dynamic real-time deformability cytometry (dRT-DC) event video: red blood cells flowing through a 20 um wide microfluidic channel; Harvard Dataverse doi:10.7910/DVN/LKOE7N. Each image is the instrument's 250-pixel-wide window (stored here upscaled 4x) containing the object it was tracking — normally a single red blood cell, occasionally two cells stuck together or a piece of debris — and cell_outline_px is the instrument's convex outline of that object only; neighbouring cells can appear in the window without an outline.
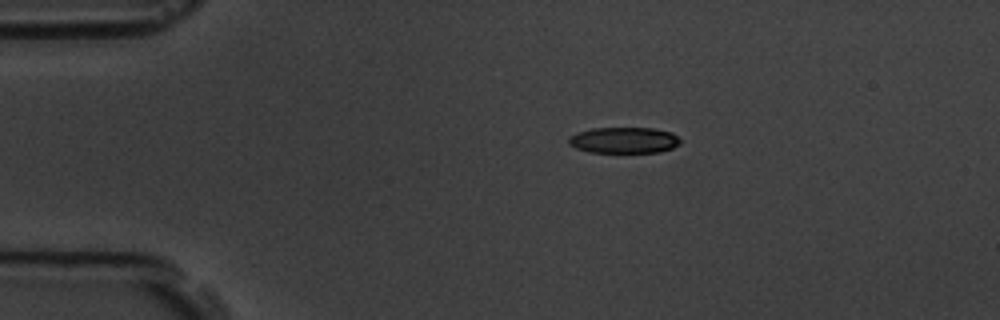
{"species": "common noctule bat (a hibernating species)", "species_latin": "Nyctalus noctula", "temperature_condition": "room temperature", "stored_images_in_passage": 47, "camera_frame_rate_fps": 3000, "um_per_image_px": 0.085, "animal": {"sex": "male", "body_mass_g": 19.5, "forearm_length_mm": 54.6}, "frame": {"image": 1, "passage_image": 1, "time_ms": 0.0, "image_size_px": [1000, 320], "cell_outline_px": [[680, 144], [672, 148], [660, 152], [588, 152], [576, 148], [568, 144], [568, 136], [576, 132], [592, 128], [652, 128], [672, 132], [680, 140]], "centroid_in_image_um": [53.0, 11.91], "position_along_channel_um": 32.0, "area_um2": 17.05}}
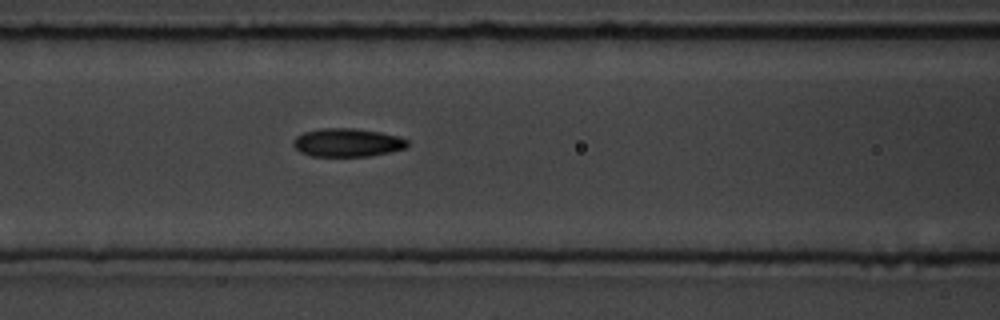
{"frame": {"image": 2, "passage_image": 14, "time_ms": 4.333, "image_size_px": [1000, 320], "cell_outline_px": [[408, 148], [392, 152], [368, 156], [312, 156], [300, 152], [292, 144], [292, 140], [296, 136], [304, 132], [324, 128], [356, 128], [380, 132], [396, 136], [408, 140]], "centroid_in_image_um": [29.53, 12.12], "position_along_channel_um": 137.1, "area_um2": 18.96}}
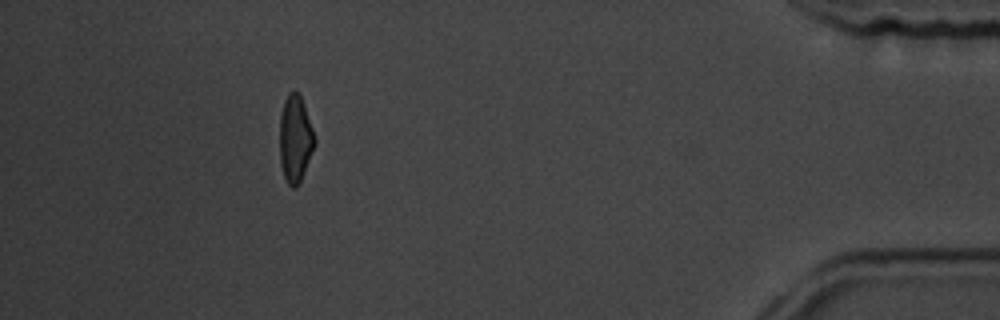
{"frame": {"image": 3, "passage_image": 42, "time_ms": 13.667, "image_size_px": [1000, 320], "cell_outline_px": [[316, 144], [300, 180], [296, 188], [292, 188], [288, 184], [284, 176], [280, 164], [280, 116], [284, 100], [288, 92], [296, 92], [300, 96], [304, 104], [316, 140]], "centroid_in_image_um": [25.09, 11.8], "position_along_channel_um": 410.1, "area_um2": 17.57}, "authors_computed_cell_mechanics": {"area_um2": 18.6694, "velocity_mm_per_s": 3.548, "shape_relaxation_time_tau1_ms": 4.0163, "shape_relaxation_time_tau2_ms": 2.279, "deformation_change_tau1": 0.1637, "deformation_change_tau2": 0.0858}}